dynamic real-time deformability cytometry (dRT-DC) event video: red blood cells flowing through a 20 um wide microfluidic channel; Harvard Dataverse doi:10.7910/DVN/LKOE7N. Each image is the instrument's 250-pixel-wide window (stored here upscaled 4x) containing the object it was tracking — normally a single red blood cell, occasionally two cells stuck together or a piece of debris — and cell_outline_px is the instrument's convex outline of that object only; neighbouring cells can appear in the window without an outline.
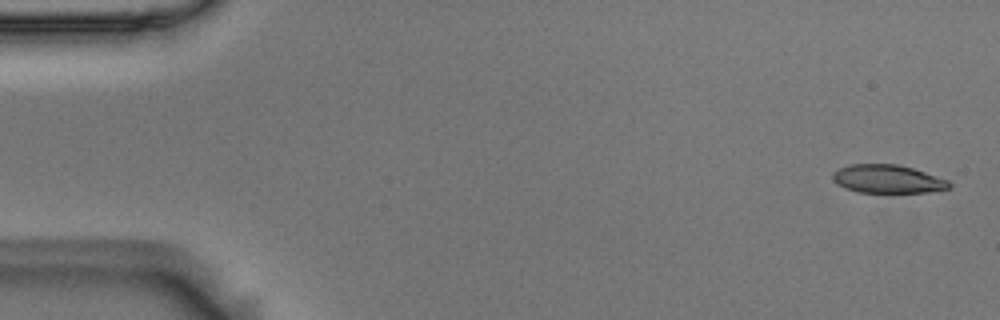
{"species": "Egyptian fruit bat (a non-hibernating species)", "species_latin": "Rousettus aegyptiacus", "temperature_condition": "room temperature", "stored_images_in_passage": 5, "camera_frame_rate_fps": 3000, "um_per_image_px": 0.085, "animal": {"sex": "male"}, "frame": {"image": 1, "passage_image": 1, "time_ms": 0.0, "image_size_px": [1000, 320], "cell_outline_px": [[952, 184], [948, 188], [928, 192], [860, 192], [836, 184], [832, 180], [832, 172], [848, 164], [896, 164], [912, 168], [948, 180]], "centroid_in_image_um": [75.41, 15.2], "position_along_channel_um": 9.6, "area_um2": 19.02}}
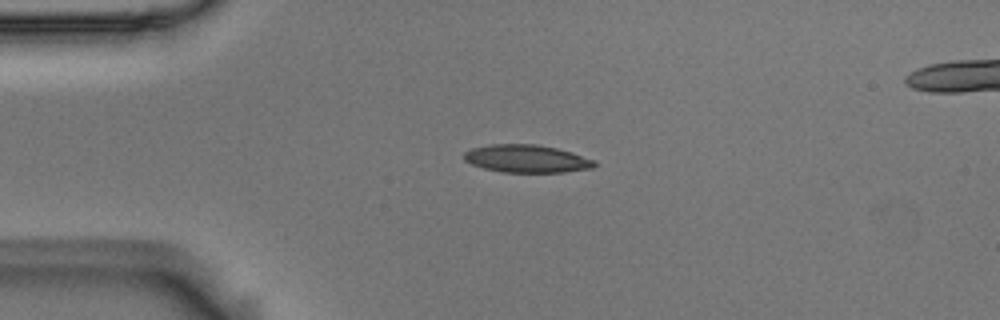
{"frame": {"image": 2, "passage_image": 4, "time_ms": 1.0, "image_size_px": [1000, 320], "cell_outline_px": [[596, 164], [592, 168], [564, 172], [504, 172], [484, 168], [472, 164], [464, 160], [464, 152], [472, 148], [488, 144], [536, 144], [556, 148], [572, 152], [596, 160]], "centroid_in_image_um": [44.77, 13.48], "position_along_channel_um": 40.2, "area_um2": 21.1}}